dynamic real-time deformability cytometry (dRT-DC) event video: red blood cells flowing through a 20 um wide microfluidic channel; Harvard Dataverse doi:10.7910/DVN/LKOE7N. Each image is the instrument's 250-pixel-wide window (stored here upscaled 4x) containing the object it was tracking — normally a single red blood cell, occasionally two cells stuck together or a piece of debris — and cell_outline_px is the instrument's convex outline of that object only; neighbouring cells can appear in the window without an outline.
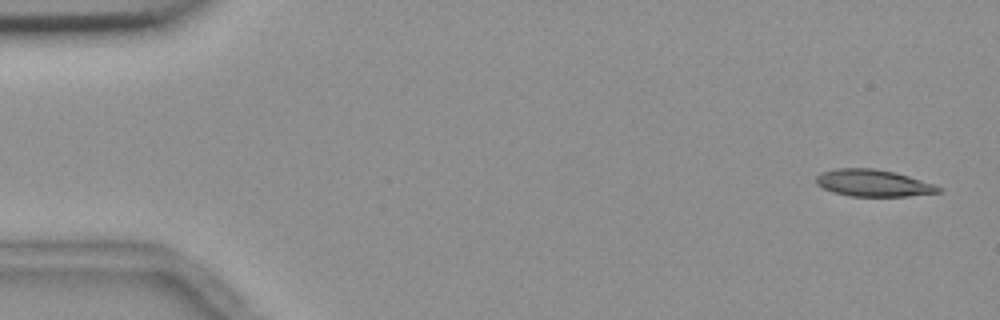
{"species": "common noctule bat (a hibernating species)", "species_latin": "Nyctalus noctula", "temperature_condition": "room temperature", "stored_images_in_passage": 54, "camera_frame_rate_fps": 3000, "um_per_image_px": 0.085, "animal": {"sex": "female", "body_mass_g": 18.4}, "frame": {"image": 1, "passage_image": 2, "time_ms": 0.333, "image_size_px": [1000, 320], "cell_outline_px": [[944, 192], [908, 196], [852, 196], [832, 192], [816, 184], [816, 176], [820, 172], [840, 168], [872, 168], [896, 172], [936, 184], [944, 188]], "centroid_in_image_um": [74.29, 15.56], "position_along_channel_um": 10.7, "area_um2": 19.42}}
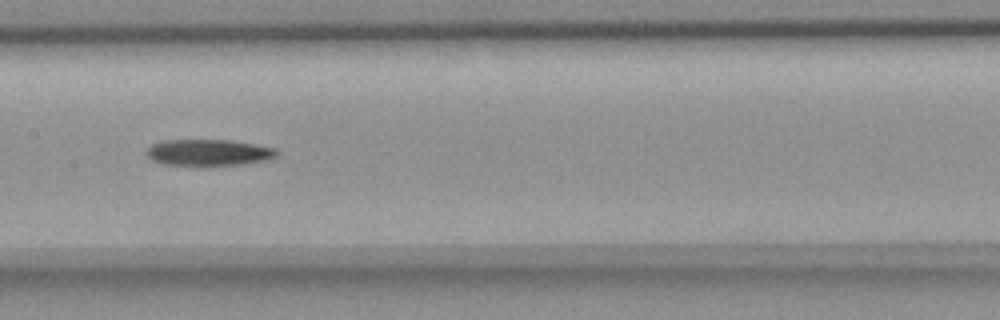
{"frame": {"image": 2, "passage_image": 27, "time_ms": 8.667, "image_size_px": [1000, 320], "cell_outline_px": [[280, 152], [276, 156], [268, 160], [244, 164], [208, 168], [204, 168], [164, 164], [152, 160], [148, 156], [148, 148], [152, 144], [160, 140], [228, 140], [276, 148]], "centroid_in_image_um": [17.74, 13.01], "position_along_channel_um": 189.7, "area_um2": 20.81}}
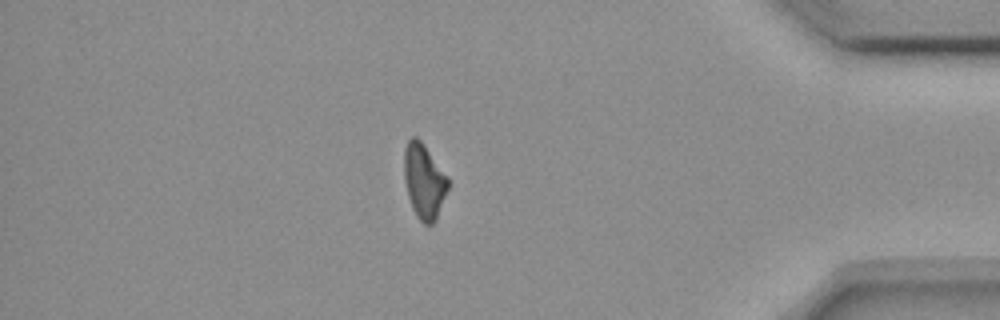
{"frame": {"image": 3, "passage_image": 47, "time_ms": 15.333, "image_size_px": [1000, 320], "cell_outline_px": [[448, 188], [436, 220], [432, 224], [424, 224], [416, 216], [412, 208], [408, 196], [404, 180], [404, 148], [408, 140], [412, 136], [416, 136], [420, 140], [448, 180]], "centroid_in_image_um": [36.0, 15.43], "position_along_channel_um": 399.2, "area_um2": 18.73}, "authors_computed_cell_mechanics": {"area_um2": 20.23, "velocity_mm_per_s": 3.6942, "shape_relaxation_time_tau1_ms": 5.462, "shape_relaxation_time_tau2_ms": null, "deformation_change_tau1": 0.1536, "deformation_change_tau2": null}}